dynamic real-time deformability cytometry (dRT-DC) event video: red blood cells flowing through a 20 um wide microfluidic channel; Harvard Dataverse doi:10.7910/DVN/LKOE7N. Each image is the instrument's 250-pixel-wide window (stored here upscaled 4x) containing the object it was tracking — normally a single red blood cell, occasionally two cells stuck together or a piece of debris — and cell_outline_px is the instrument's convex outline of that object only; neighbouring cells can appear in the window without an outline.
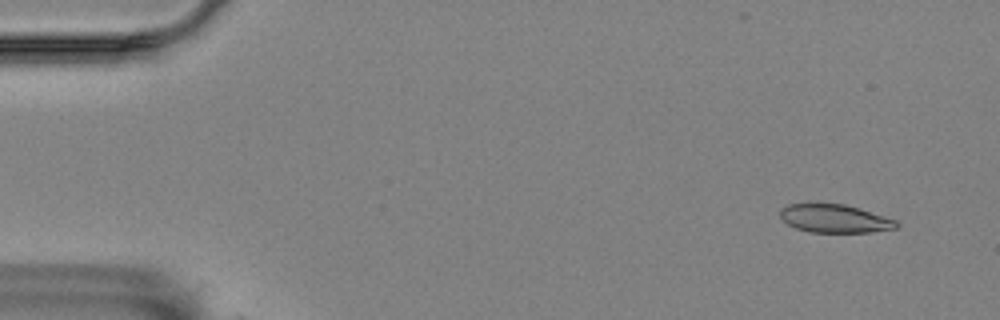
{"species": "Egyptian fruit bat (a non-hibernating species)", "species_latin": "Rousettus aegyptiacus", "temperature_condition": "room temperature", "stored_images_in_passage": 57, "camera_frame_rate_fps": 3000, "um_per_image_px": 0.085, "animal": {"sex": "female"}, "frame": {"image": 1, "passage_image": 4, "time_ms": 1.0, "image_size_px": [1000, 320], "cell_outline_px": [[900, 224], [896, 228], [872, 232], [808, 232], [796, 228], [788, 224], [780, 216], [780, 208], [788, 204], [808, 200], [816, 200], [844, 204], [884, 216], [896, 220]], "centroid_in_image_um": [70.86, 18.52], "position_along_channel_um": 14.1, "area_um2": 19.88}}
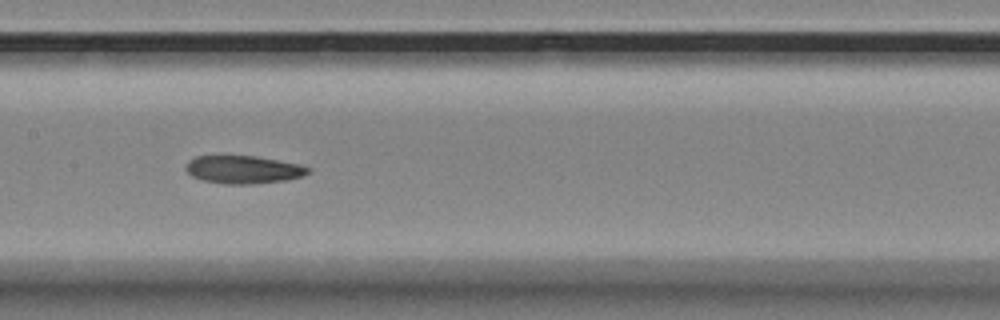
{"frame": {"image": 2, "passage_image": 28, "time_ms": 9.0, "image_size_px": [1000, 320], "cell_outline_px": [[312, 168], [304, 176], [284, 180], [252, 184], [228, 184], [204, 180], [192, 176], [184, 168], [188, 160], [196, 156], [256, 156], [300, 164]], "centroid_in_image_um": [20.69, 14.41], "position_along_channel_um": 186.7, "area_um2": 19.83}}
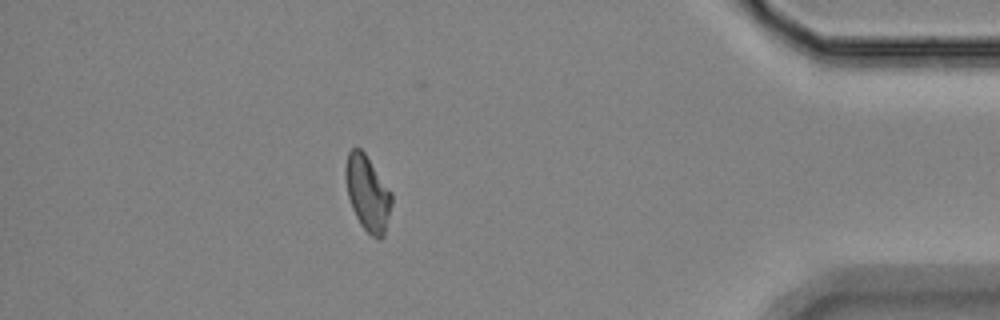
{"frame": {"image": 3, "passage_image": 50, "time_ms": 16.333, "image_size_px": [1000, 320], "cell_outline_px": [[392, 204], [384, 236], [380, 240], [372, 236], [360, 224], [352, 208], [348, 196], [344, 176], [344, 168], [348, 152], [356, 144], [364, 152], [392, 192]], "centroid_in_image_um": [31.23, 16.4], "position_along_channel_um": 404.0, "area_um2": 20.46}}